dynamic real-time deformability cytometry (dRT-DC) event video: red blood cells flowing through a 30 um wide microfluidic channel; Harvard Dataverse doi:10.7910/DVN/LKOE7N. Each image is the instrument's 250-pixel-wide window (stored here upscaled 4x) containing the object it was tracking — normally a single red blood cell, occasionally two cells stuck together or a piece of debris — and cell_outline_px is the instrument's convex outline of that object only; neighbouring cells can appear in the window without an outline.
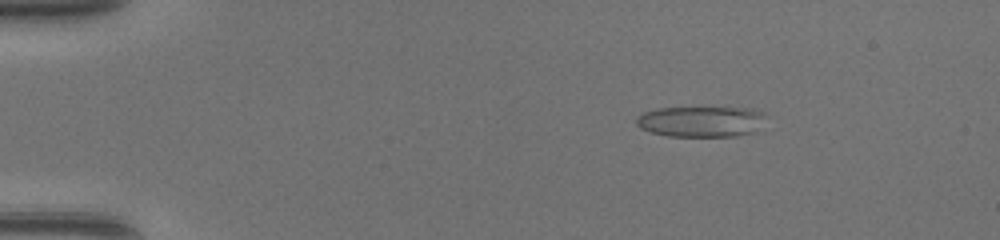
{"species": "common noctule bat (a hibernating species)", "species_latin": "Nyctalus noctula", "temperature_condition": "warm", "stored_images_in_passage": 47, "camera_frame_rate_fps": 3000, "um_per_image_px": 0.085, "animal": {"sex": "female", "body_mass_g": 17.0, "forearm_length_mm": 48.0}, "frame": {"image": 1, "passage_image": 8, "time_ms": 2.333, "image_size_px": [1000, 240], "cell_outline_px": [[764, 116], [756, 132], [736, 136], [668, 136], [652, 132], [640, 128], [636, 124], [636, 120], [644, 112], [656, 108], [748, 108], [764, 112]], "centroid_in_image_um": [59.59, 10.33], "position_along_channel_um": 25.4, "area_um2": 23.0}}
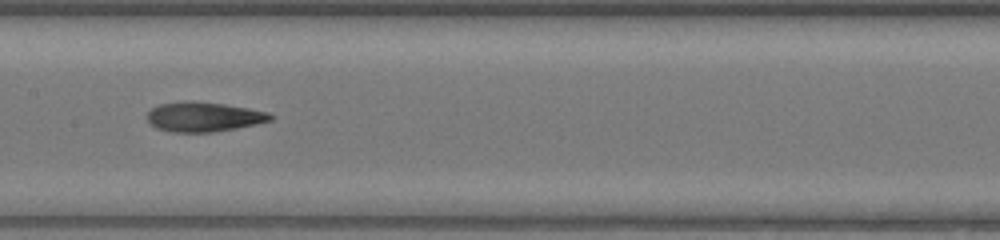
{"frame": {"image": 2, "passage_image": 25, "time_ms": 8.0, "image_size_px": [1000, 240], "cell_outline_px": [[276, 116], [272, 120], [256, 124], [236, 128], [212, 132], [172, 132], [156, 128], [148, 120], [148, 112], [152, 108], [160, 104], [184, 100], [192, 100], [224, 104], [248, 108], [268, 112]], "centroid_in_image_um": [17.33, 9.92], "position_along_channel_um": 190.1, "area_um2": 21.39}}
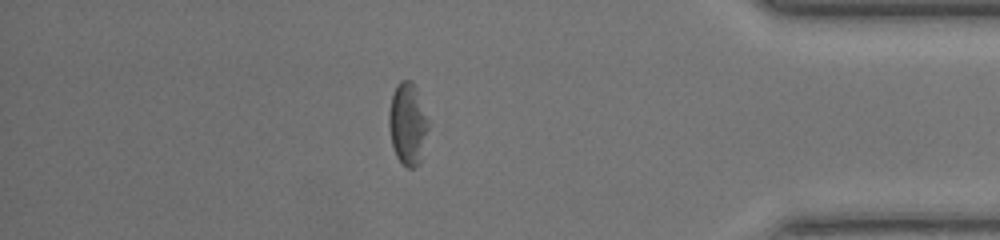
{"frame": {"image": 3, "passage_image": 41, "time_ms": 13.333, "image_size_px": [1000, 240], "cell_outline_px": [[428, 128], [420, 164], [416, 168], [408, 168], [396, 156], [392, 144], [388, 128], [388, 112], [392, 96], [396, 84], [400, 80], [412, 80], [416, 88], [428, 120]], "centroid_in_image_um": [34.64, 10.53], "position_along_channel_um": 400.6, "area_um2": 18.9}}